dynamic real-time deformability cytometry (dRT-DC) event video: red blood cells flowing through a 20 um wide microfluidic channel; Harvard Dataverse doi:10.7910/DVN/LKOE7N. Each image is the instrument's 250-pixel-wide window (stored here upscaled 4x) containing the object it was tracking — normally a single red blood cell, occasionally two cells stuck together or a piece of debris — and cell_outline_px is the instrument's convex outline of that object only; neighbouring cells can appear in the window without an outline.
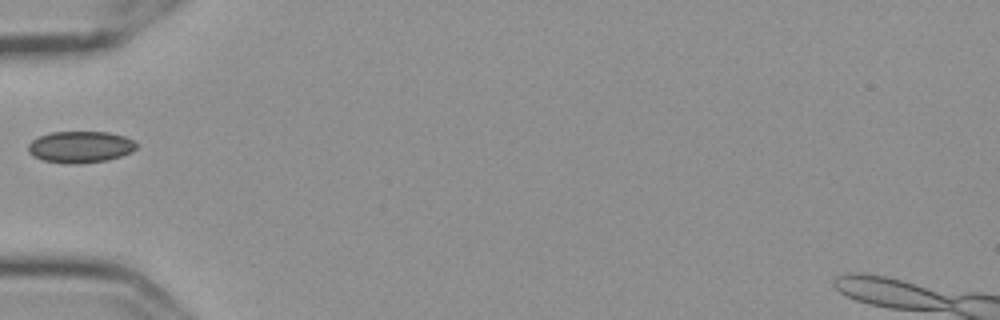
{"species": "Egyptian fruit bat (a non-hibernating species)", "species_latin": "Rousettus aegyptiacus", "temperature_condition": "cold", "stored_images_in_passage": 38, "camera_frame_rate_fps": 3000, "um_per_image_px": 0.085, "frame": {"image": 1, "passage_image": 1, "time_ms": 0.0, "image_size_px": [1000, 320], "cell_outline_px": [[140, 144], [132, 152], [108, 160], [76, 164], [68, 164], [44, 160], [32, 156], [28, 152], [28, 144], [32, 140], [40, 136], [52, 132], [108, 132], [124, 136], [136, 140]], "centroid_in_image_um": [6.87, 12.49], "position_along_channel_um": 78.1, "area_um2": 20.11}}
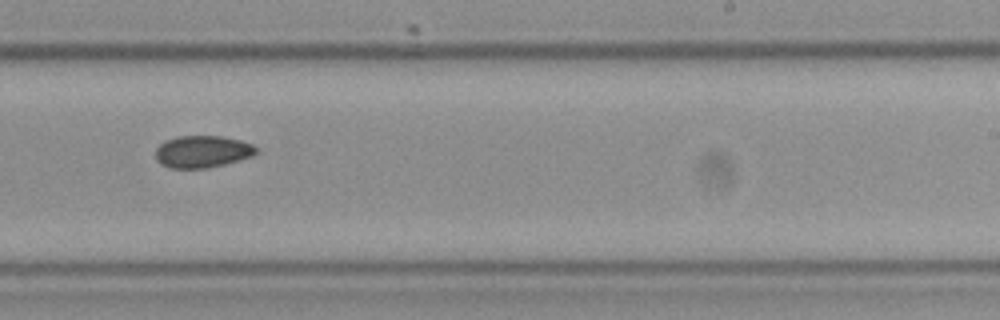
{"frame": {"image": 2, "passage_image": 17, "time_ms": 5.333, "image_size_px": [1000, 320], "cell_outline_px": [[256, 152], [252, 156], [240, 160], [208, 168], [168, 168], [160, 164], [156, 160], [156, 148], [164, 140], [176, 136], [220, 136], [240, 140], [252, 144], [256, 148]], "centroid_in_image_um": [17.16, 12.89], "position_along_channel_um": 271.8, "area_um2": 18.9}}
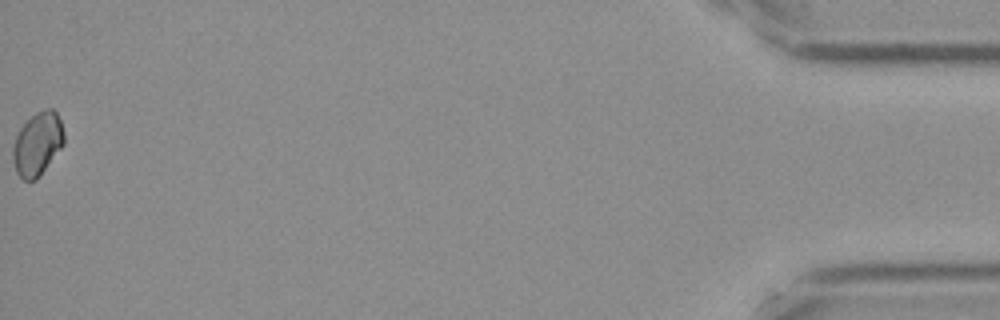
{"frame": {"image": 3, "passage_image": 38, "time_ms": 12.333, "image_size_px": [1000, 320], "cell_outline_px": [[64, 144], [40, 176], [36, 180], [24, 180], [16, 172], [12, 160], [12, 148], [16, 136], [20, 128], [36, 112], [44, 108], [52, 108], [56, 112], [60, 120], [64, 132]], "centroid_in_image_um": [3.19, 12.23], "position_along_channel_um": 432.0, "area_um2": 18.9}}